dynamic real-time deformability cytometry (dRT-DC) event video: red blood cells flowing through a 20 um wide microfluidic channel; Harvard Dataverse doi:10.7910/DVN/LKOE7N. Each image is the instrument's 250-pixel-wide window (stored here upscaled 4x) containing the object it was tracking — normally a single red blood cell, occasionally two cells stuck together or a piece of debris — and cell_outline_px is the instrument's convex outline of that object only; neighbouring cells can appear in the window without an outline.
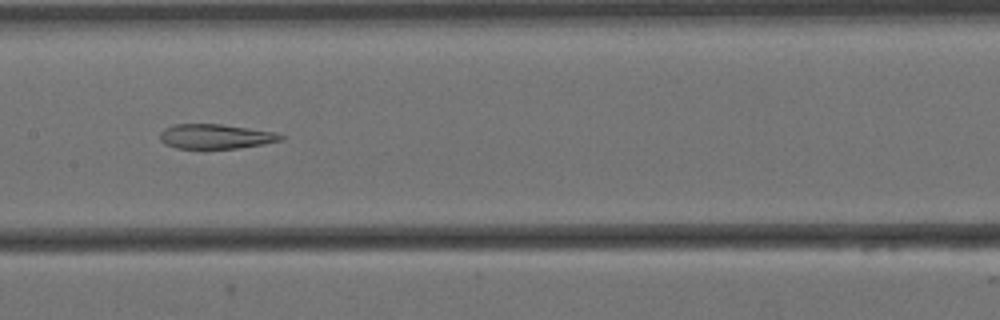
{"species": "Egyptian fruit bat (a non-hibernating species)", "species_latin": "Rousettus aegyptiacus", "temperature_condition": "cold", "stored_images_in_passage": 9, "camera_frame_rate_fps": 3000, "um_per_image_px": 0.085, "animal": {"sex": "female"}, "frame": {"image": 1, "passage_image": 7, "time_ms": 2.0, "image_size_px": [1000, 320], "cell_outline_px": [[284, 140], [264, 144], [236, 148], [176, 148], [164, 144], [160, 140], [160, 132], [164, 128], [176, 124], [220, 124], [276, 132], [284, 136]], "centroid_in_image_um": [18.33, 11.59], "position_along_channel_um": 189.1, "area_um2": 17.34}}
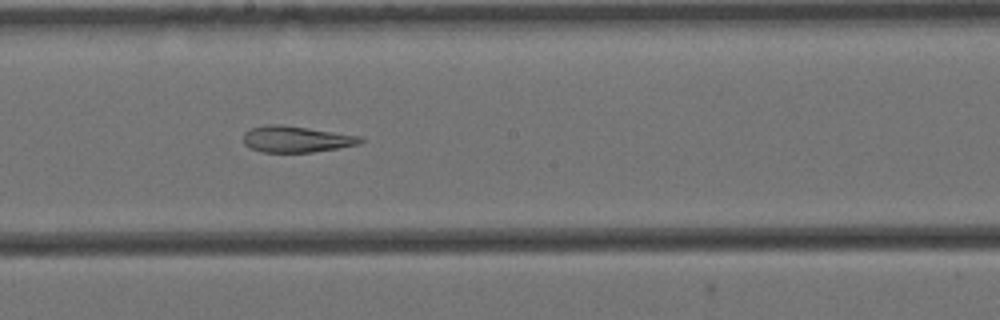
{"frame": {"image": 2, "passage_image": 8, "time_ms": 2.333, "image_size_px": [1000, 320], "cell_outline_px": [[364, 140], [360, 144], [312, 152], [264, 152], [248, 148], [244, 144], [244, 132], [252, 128], [268, 124], [280, 124], [364, 136]], "centroid_in_image_um": [25.19, 11.82], "position_along_channel_um": 223.0, "area_um2": 17.98}}
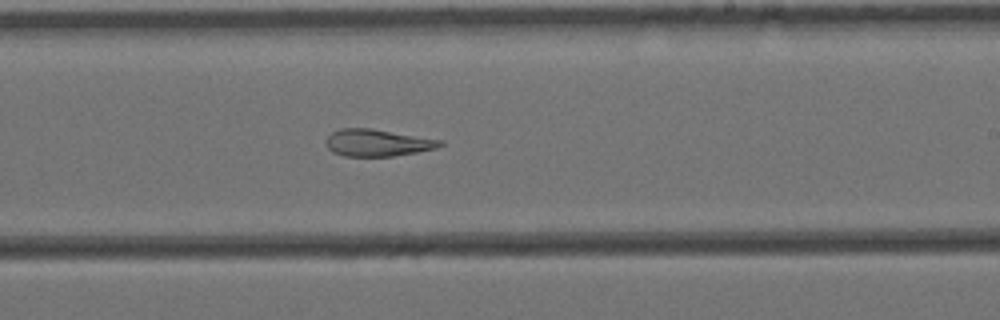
{"frame": {"image": 3, "passage_image": 9, "time_ms": 2.667, "image_size_px": [1000, 320], "cell_outline_px": [[444, 144], [436, 148], [416, 152], [392, 156], [344, 156], [332, 152], [324, 144], [324, 140], [332, 132], [340, 128], [372, 128], [444, 140]], "centroid_in_image_um": [32.06, 12.12], "position_along_channel_um": 256.9, "area_um2": 18.15}}